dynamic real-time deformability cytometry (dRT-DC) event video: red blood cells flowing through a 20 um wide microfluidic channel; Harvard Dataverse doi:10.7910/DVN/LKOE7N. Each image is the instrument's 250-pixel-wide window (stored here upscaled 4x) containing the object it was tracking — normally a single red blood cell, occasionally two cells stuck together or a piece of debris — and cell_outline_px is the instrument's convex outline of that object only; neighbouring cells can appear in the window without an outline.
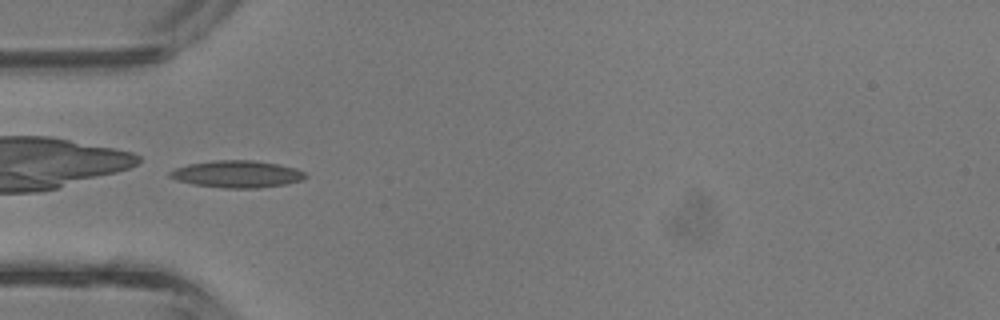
{"species": "common noctule bat (a hibernating species)", "species_latin": "Nyctalus noctula", "temperature_condition": "room temperature", "stored_images_in_passage": 4, "camera_frame_rate_fps": 3000, "um_per_image_px": 0.085, "animal": {"sex": "male", "body_mass_g": 13.3}, "frame": {"image": 1, "passage_image": 4, "time_ms": 1.0, "image_size_px": [1000, 320], "cell_outline_px": [[308, 176], [300, 180], [284, 184], [256, 188], [224, 188], [192, 184], [176, 180], [168, 176], [168, 172], [176, 168], [188, 164], [212, 160], [252, 160], [276, 164], [296, 168], [304, 172]], "centroid_in_image_um": [20.1, 14.79], "position_along_channel_um": 64.9, "area_um2": 21.27}}